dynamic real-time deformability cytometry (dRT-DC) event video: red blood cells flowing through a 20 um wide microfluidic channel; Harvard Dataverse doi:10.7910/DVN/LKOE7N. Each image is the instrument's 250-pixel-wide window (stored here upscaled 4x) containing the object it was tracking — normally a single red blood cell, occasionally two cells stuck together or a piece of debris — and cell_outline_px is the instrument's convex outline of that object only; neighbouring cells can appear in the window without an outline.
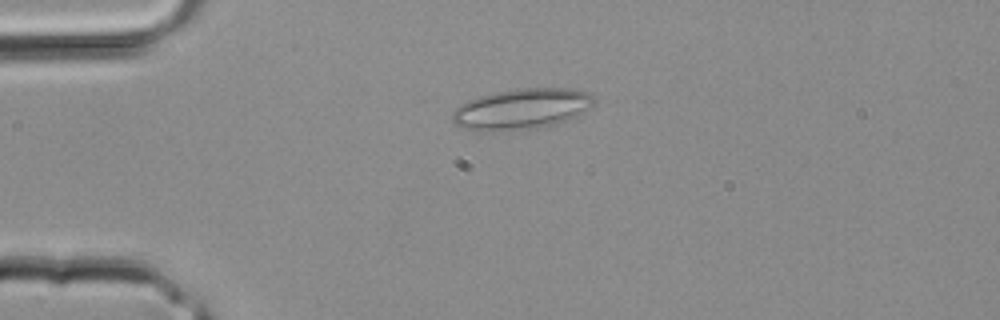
{"species": "common noctule bat (a hibernating species)", "species_latin": "Nyctalus noctula", "temperature_condition": "room temperature", "stored_images_in_passage": 1, "camera_frame_rate_fps": 3000, "um_per_image_px": 0.085, "animal": {"sex": "male", "body_mass_g": 20.4}, "frame": {"image": 1, "passage_image": 1, "time_ms": 0.0, "image_size_px": [1000, 320], "cell_outline_px": [[596, 100], [588, 108], [576, 116], [568, 120], [544, 128], [504, 132], [476, 132], [464, 128], [456, 124], [452, 120], [452, 112], [460, 104], [468, 100], [480, 96], [496, 92], [516, 88], [572, 88], [588, 92]], "centroid_in_image_um": [44.31, 9.29], "position_along_channel_um": 40.7, "area_um2": 34.33}}